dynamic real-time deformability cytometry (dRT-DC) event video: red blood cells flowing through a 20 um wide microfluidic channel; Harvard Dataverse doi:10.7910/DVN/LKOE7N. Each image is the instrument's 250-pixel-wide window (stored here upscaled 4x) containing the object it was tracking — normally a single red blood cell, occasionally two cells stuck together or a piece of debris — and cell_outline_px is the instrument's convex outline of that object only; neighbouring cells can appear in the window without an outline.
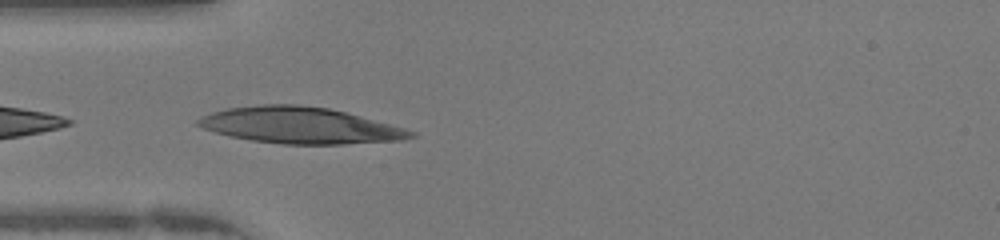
{"species": "human", "species_latin": "Homo sapiens", "temperature_condition": "warm", "stored_images_in_passage": 33, "camera_frame_rate_fps": 3000, "um_per_image_px": 0.085, "donor": {"sex": "female"}, "frame": {"image": 1, "passage_image": 1, "time_ms": 0.0, "image_size_px": [1000, 240], "cell_outline_px": [[416, 136], [404, 140], [344, 144], [284, 144], [252, 140], [232, 136], [216, 132], [204, 128], [196, 124], [196, 120], [212, 112], [228, 108], [260, 104], [300, 104], [328, 108], [360, 116], [404, 128], [416, 132]], "centroid_in_image_um": [25.53, 10.65], "position_along_channel_um": 59.5, "area_um2": 44.68}}
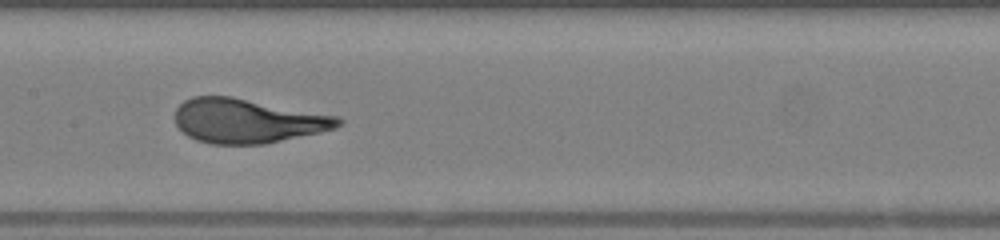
{"frame": {"image": 2, "passage_image": 10, "time_ms": 3.0, "image_size_px": [1000, 240], "cell_outline_px": [[344, 120], [336, 128], [320, 132], [264, 144], [212, 144], [196, 140], [188, 136], [176, 124], [176, 108], [184, 100], [192, 96], [232, 96], [340, 116]], "centroid_in_image_um": [21.05, 10.26], "position_along_channel_um": 186.3, "area_um2": 42.25}}
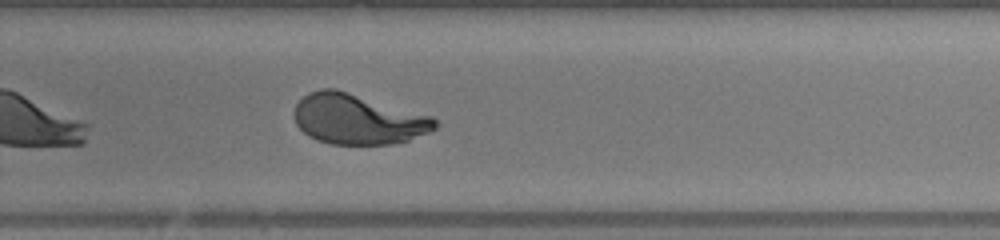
{"frame": {"image": 3, "passage_image": 18, "time_ms": 5.667, "image_size_px": [1000, 240], "cell_outline_px": [[436, 128], [428, 132], [408, 140], [392, 144], [332, 144], [316, 140], [308, 136], [296, 124], [292, 116], [292, 112], [296, 104], [308, 92], [320, 88], [336, 88], [432, 116], [436, 120]], "centroid_in_image_um": [30.36, 10.12], "position_along_channel_um": 299.4, "area_um2": 41.38}, "authors_computed_cell_mechanics": {"area_um2": 41.9628, "velocity_mm_per_s": 4.2658, "shape_relaxation_time_tau1_ms": 4.4823, "shape_relaxation_time_tau2_ms": null, "deformation_change_tau1": 0.2739, "deformation_change_tau2": null}}